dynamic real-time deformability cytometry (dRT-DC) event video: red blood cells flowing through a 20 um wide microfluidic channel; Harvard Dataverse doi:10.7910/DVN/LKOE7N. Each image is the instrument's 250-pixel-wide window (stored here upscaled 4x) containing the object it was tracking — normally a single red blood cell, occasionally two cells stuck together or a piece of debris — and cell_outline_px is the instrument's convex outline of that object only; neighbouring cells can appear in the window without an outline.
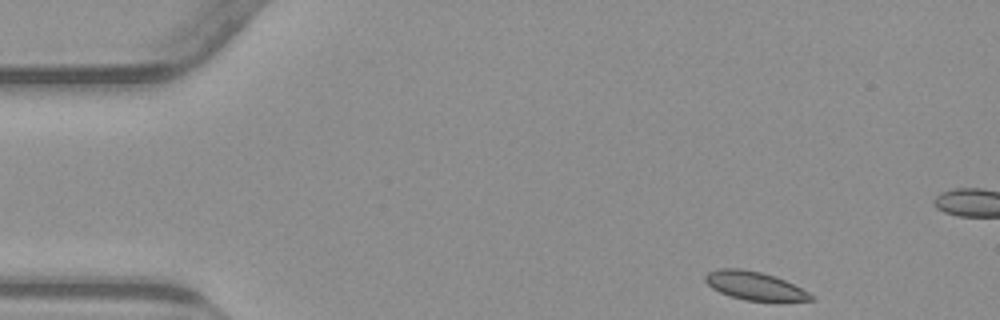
{"species": "common noctule bat (a hibernating species)", "species_latin": "Nyctalus noctula", "temperature_condition": "warm", "stored_images_in_passage": 50, "camera_frame_rate_fps": 3000, "um_per_image_px": 0.085, "animal": {"sex": "male", "body_mass_g": 23.1, "forearm_length_mm": 52.7}, "frame": {"image": 1, "passage_image": 1, "time_ms": 0.0, "image_size_px": [1000, 320], "cell_outline_px": [[816, 300], [744, 300], [720, 292], [712, 288], [704, 280], [704, 276], [708, 272], [720, 268], [740, 268], [760, 272], [784, 280], [816, 296]], "centroid_in_image_um": [64.11, 24.28], "position_along_channel_um": 20.9, "area_um2": 17.05}}
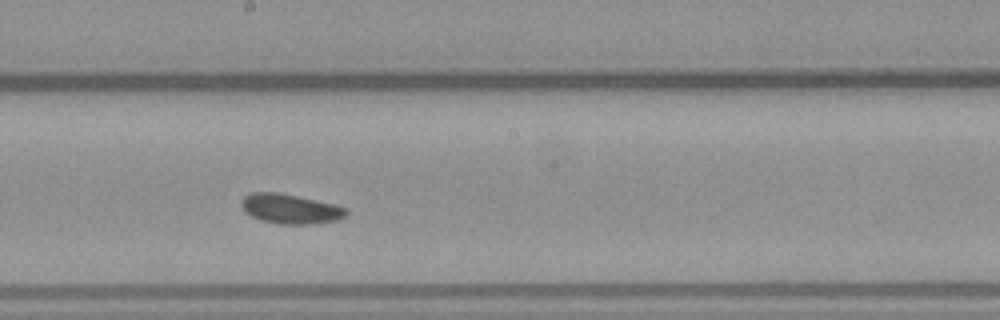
{"frame": {"image": 2, "passage_image": 24, "time_ms": 7.667, "image_size_px": [1000, 320], "cell_outline_px": [[348, 212], [344, 216], [336, 220], [308, 224], [276, 224], [260, 220], [244, 212], [240, 204], [244, 196], [252, 192], [276, 192], [296, 196], [332, 204], [348, 208]], "centroid_in_image_um": [24.62, 17.76], "position_along_channel_um": 223.6, "area_um2": 17.98}}
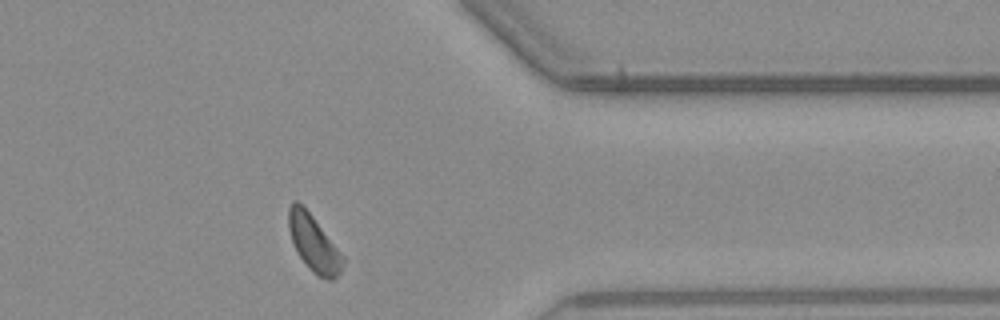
{"frame": {"image": 3, "passage_image": 38, "time_ms": 12.333, "image_size_px": [1000, 320], "cell_outline_px": [[344, 264], [340, 272], [332, 280], [328, 280], [312, 272], [308, 268], [300, 256], [292, 240], [288, 228], [288, 208], [292, 200], [296, 200], [312, 216], [344, 256]], "centroid_in_image_um": [26.66, 20.68], "position_along_channel_um": 384.7, "area_um2": 17.46}, "authors_computed_cell_mechanics": {"area_um2": 17.629, "velocity_mm_per_s": 3.791, "shape_relaxation_time_tau1_ms": 2.2293, "shape_relaxation_time_tau2_ms": 9.6391, "deformation_change_tau1": 0.0738, "deformation_change_tau2": 0.1627}}